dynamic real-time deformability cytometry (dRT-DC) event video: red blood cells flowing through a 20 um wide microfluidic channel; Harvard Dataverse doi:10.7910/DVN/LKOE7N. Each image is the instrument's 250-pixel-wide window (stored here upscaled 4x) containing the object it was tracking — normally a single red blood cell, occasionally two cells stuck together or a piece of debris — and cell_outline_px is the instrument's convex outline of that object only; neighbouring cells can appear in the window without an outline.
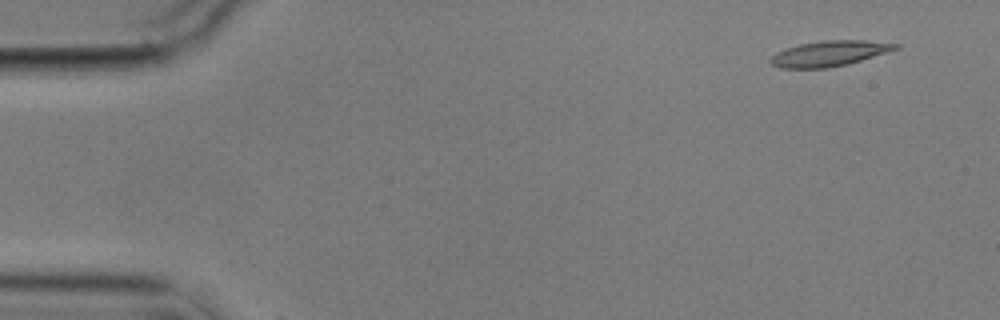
{"species": "common noctule bat (a hibernating species)", "species_latin": "Nyctalus noctula", "temperature_condition": "cold", "stored_images_in_passage": 5, "camera_frame_rate_fps": 3000, "um_per_image_px": 0.085, "animal": {"sex": "male", "body_mass_g": 17.9}, "frame": {"image": 1, "passage_image": 1, "time_ms": 0.0, "image_size_px": [1000, 320], "cell_outline_px": [[900, 48], [888, 52], [848, 64], [828, 68], [780, 68], [772, 64], [768, 60], [776, 52], [784, 48], [800, 44], [824, 40], [864, 40], [900, 44]], "centroid_in_image_um": [70.49, 4.54], "position_along_channel_um": 14.5, "area_um2": 18.61}}
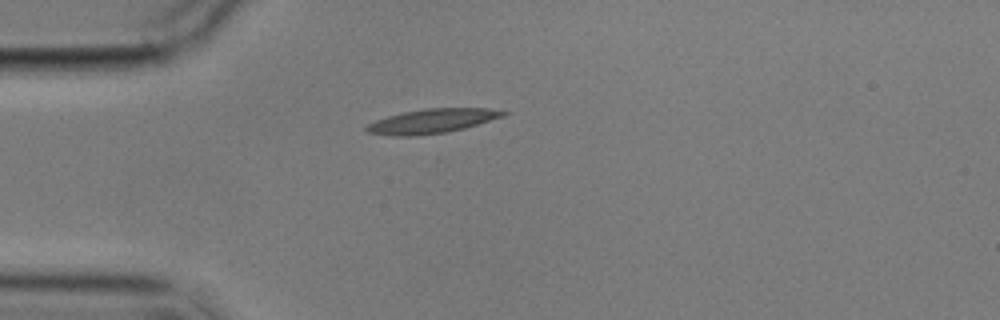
{"frame": {"image": 2, "passage_image": 4, "time_ms": 3.667, "image_size_px": [1000, 320], "cell_outline_px": [[508, 112], [504, 116], [464, 128], [448, 132], [416, 136], [392, 136], [368, 132], [364, 128], [368, 124], [376, 120], [388, 116], [404, 112], [424, 108], [488, 108]], "centroid_in_image_um": [36.71, 10.29], "position_along_channel_um": 48.3, "area_um2": 19.31}}